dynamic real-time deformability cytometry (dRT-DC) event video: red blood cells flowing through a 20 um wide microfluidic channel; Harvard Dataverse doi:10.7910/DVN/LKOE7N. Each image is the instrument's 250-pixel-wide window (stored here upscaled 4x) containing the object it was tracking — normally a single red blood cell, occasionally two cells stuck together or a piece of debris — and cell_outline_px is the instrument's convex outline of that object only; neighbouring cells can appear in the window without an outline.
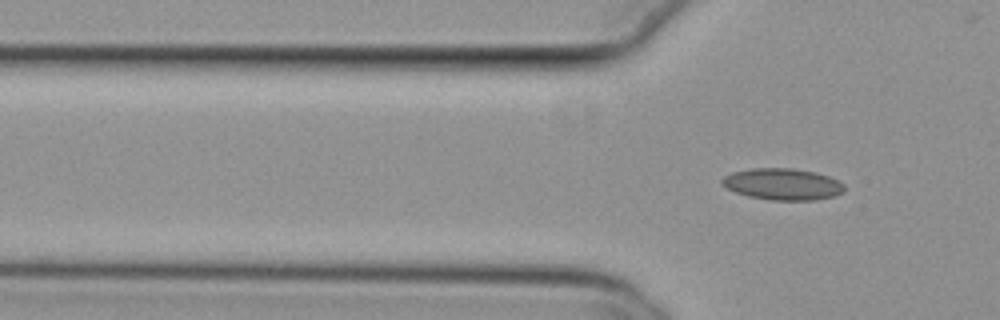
{"species": "common noctule bat (a hibernating species)", "species_latin": "Nyctalus noctula", "temperature_condition": "cold", "stored_images_in_passage": 12, "camera_frame_rate_fps": 3000, "um_per_image_px": 0.085, "animal": {"sex": "female", "body_mass_g": 29.2, "forearm_length_mm": 56.3}, "frame": {"image": 1, "passage_image": 12, "time_ms": 3.667, "image_size_px": [1000, 320], "cell_outline_px": [[844, 192], [836, 196], [816, 200], [772, 200], [748, 196], [736, 192], [720, 184], [720, 180], [724, 176], [732, 172], [752, 168], [792, 168], [816, 172], [828, 176], [844, 184]], "centroid_in_image_um": [66.53, 15.65], "position_along_channel_um": 59.3, "area_um2": 22.6}}